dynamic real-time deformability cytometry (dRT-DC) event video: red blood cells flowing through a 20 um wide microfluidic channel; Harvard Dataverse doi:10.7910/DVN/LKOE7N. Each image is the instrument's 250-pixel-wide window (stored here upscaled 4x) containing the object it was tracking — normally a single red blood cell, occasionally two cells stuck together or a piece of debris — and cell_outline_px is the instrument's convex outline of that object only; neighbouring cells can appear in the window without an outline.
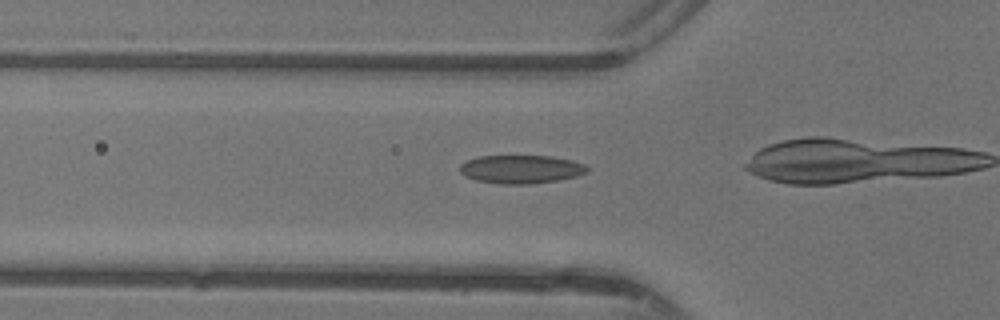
{"species": "common noctule bat (a hibernating species)", "species_latin": "Nyctalus noctula", "temperature_condition": "warm", "stored_images_in_passage": 20, "camera_frame_rate_fps": 3000, "um_per_image_px": 0.085, "animal": {"sex": "female"}, "frame": {"image": 1, "passage_image": 13, "time_ms": 4.0, "image_size_px": [1000, 320], "cell_outline_px": [[588, 172], [576, 176], [556, 180], [528, 184], [500, 184], [476, 180], [464, 176], [460, 172], [460, 164], [476, 156], [552, 156], [572, 160], [584, 164], [588, 168]], "centroid_in_image_um": [44.26, 14.38], "position_along_channel_um": 81.5, "area_um2": 21.04}}
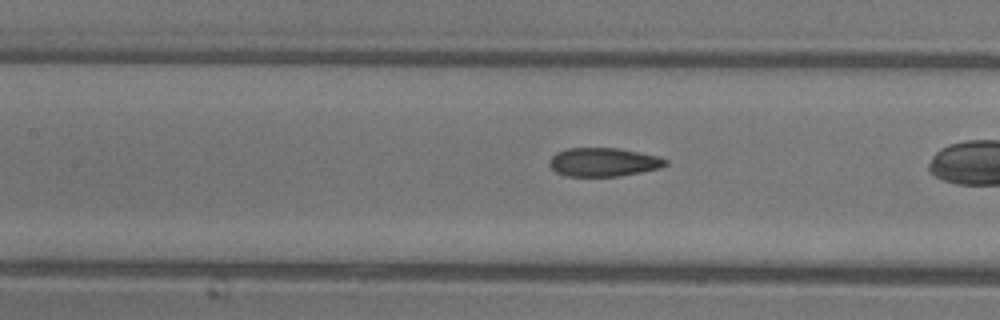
{"frame": {"image": 2, "passage_image": 18, "time_ms": 5.667, "image_size_px": [1000, 320], "cell_outline_px": [[668, 164], [660, 168], [620, 176], [568, 176], [556, 172], [548, 164], [548, 160], [556, 152], [568, 148], [620, 148], [660, 156], [668, 160]], "centroid_in_image_um": [51.31, 13.77], "position_along_channel_um": 156.1, "area_um2": 19.54}}